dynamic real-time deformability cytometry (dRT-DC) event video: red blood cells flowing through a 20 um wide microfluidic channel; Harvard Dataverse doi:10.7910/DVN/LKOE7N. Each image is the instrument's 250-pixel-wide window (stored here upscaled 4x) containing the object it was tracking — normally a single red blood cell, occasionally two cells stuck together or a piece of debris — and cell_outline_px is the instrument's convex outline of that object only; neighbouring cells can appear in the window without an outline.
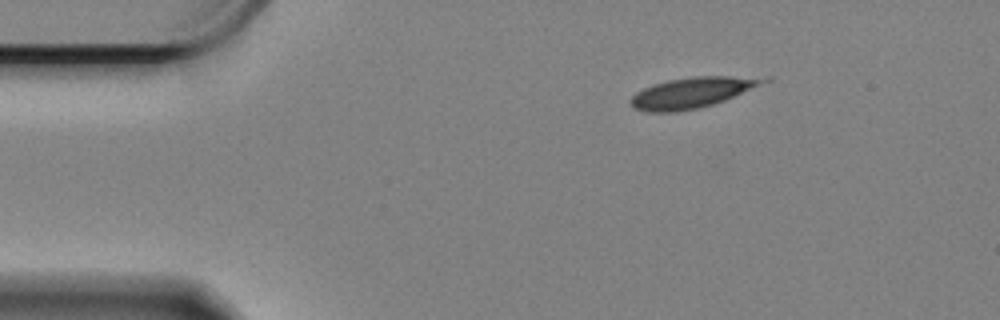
{"species": "Egyptian fruit bat (a non-hibernating species)", "species_latin": "Rousettus aegyptiacus", "temperature_condition": "cold", "stored_images_in_passage": 52, "camera_frame_rate_fps": 3000, "um_per_image_px": 0.085, "animal": {"sex": "female"}, "frame": {"image": 1, "passage_image": 1, "time_ms": 0.0, "image_size_px": [1000, 320], "cell_outline_px": [[772, 80], [724, 100], [712, 104], [696, 108], [676, 112], [648, 112], [632, 108], [628, 100], [636, 92], [652, 84], [668, 80], [692, 76], [772, 76]], "centroid_in_image_um": [58.84, 7.85], "position_along_channel_um": 26.2, "area_um2": 23.93}}
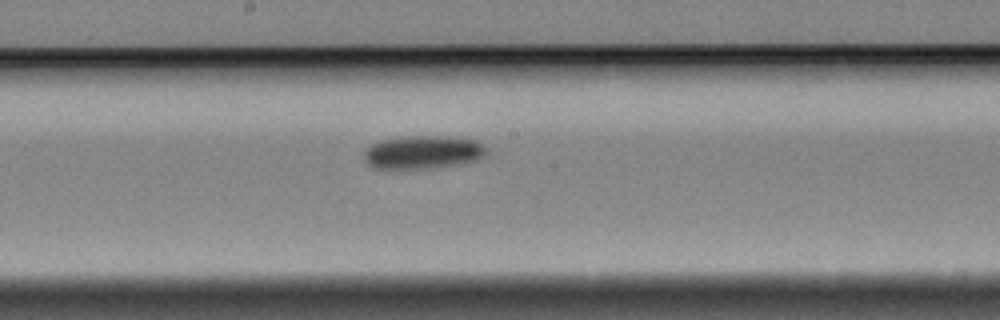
{"frame": {"image": 2, "passage_image": 23, "time_ms": 7.333, "image_size_px": [1000, 320], "cell_outline_px": [[488, 152], [484, 156], [476, 160], [440, 168], [372, 168], [364, 160], [364, 152], [372, 144], [380, 140], [404, 136], [444, 136], [476, 140]], "centroid_in_image_um": [35.93, 12.94], "position_along_channel_um": 212.3, "area_um2": 23.7}}
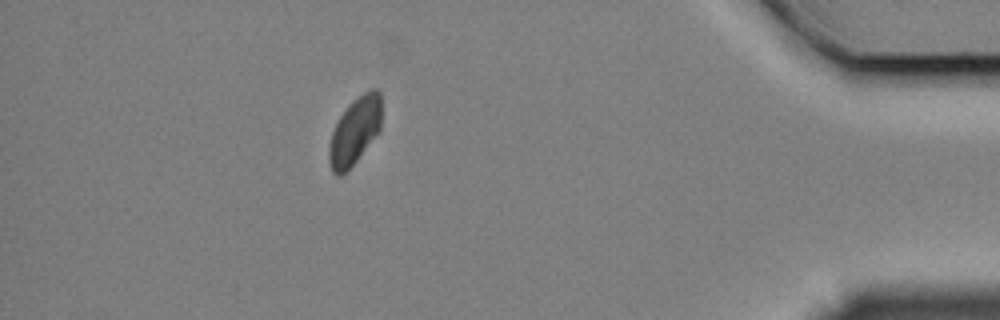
{"frame": {"image": 3, "passage_image": 45, "time_ms": 14.667, "image_size_px": [1000, 320], "cell_outline_px": [[380, 132], [356, 160], [340, 176], [336, 176], [332, 172], [328, 160], [328, 148], [332, 132], [340, 116], [348, 104], [352, 100], [364, 92], [372, 88], [376, 88], [380, 92]], "centroid_in_image_um": [30.14, 11.13], "position_along_channel_um": 405.1, "area_um2": 20.46}, "authors_computed_cell_mechanics": {"area_um2": 22.7154, "velocity_mm_per_s": 3.2934, "shape_relaxation_time_tau1_ms": 4.0125, "shape_relaxation_time_tau2_ms": null, "deformation_change_tau1": 0.0815, "deformation_change_tau2": null}}